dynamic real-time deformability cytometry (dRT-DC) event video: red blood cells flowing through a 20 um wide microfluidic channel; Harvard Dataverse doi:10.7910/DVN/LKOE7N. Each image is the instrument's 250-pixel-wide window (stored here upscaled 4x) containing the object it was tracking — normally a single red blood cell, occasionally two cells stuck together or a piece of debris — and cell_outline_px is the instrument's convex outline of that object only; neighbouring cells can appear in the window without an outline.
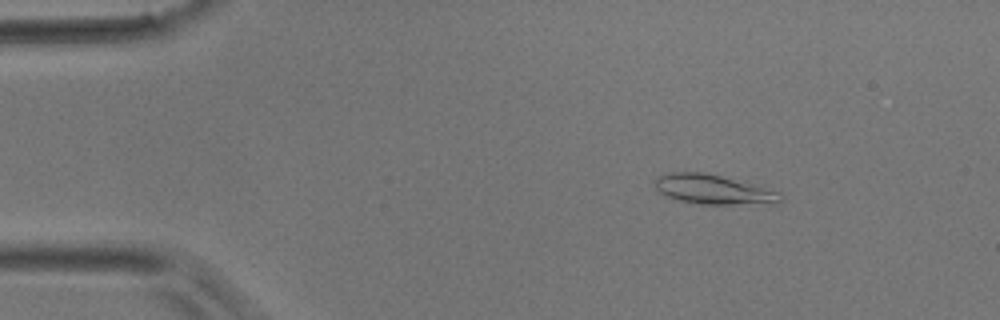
{"species": "common noctule bat (a hibernating species)", "species_latin": "Nyctalus noctula", "temperature_condition": "room temperature", "stored_images_in_passage": 5, "camera_frame_rate_fps": 3000, "um_per_image_px": 0.085, "animal": {"sex": "male", "body_mass_g": 17.9}, "frame": {"image": 1, "passage_image": 1, "time_ms": 0.0, "image_size_px": [1000, 320], "cell_outline_px": [[784, 200], [780, 204], [700, 204], [680, 200], [668, 196], [660, 192], [652, 184], [656, 176], [668, 172], [704, 172], [744, 180], [780, 192]], "centroid_in_image_um": [60.7, 16.09], "position_along_channel_um": 24.3, "area_um2": 22.25}}
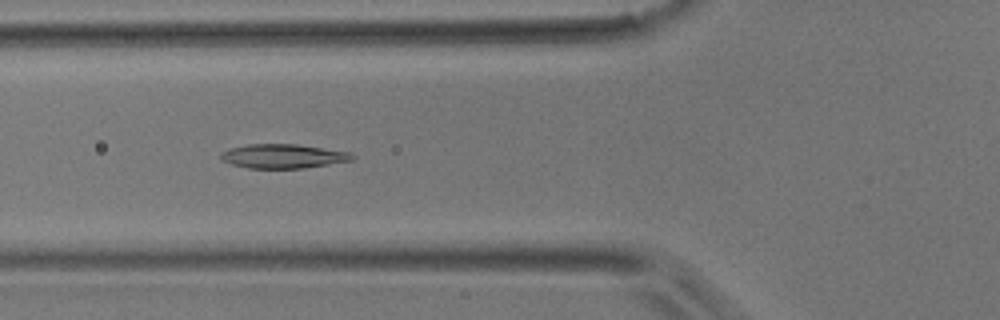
{"frame": {"image": 2, "passage_image": 4, "time_ms": 1.0, "image_size_px": [1000, 320], "cell_outline_px": [[356, 156], [352, 160], [304, 168], [248, 168], [232, 164], [220, 160], [220, 156], [228, 148], [248, 144], [296, 144], [352, 152]], "centroid_in_image_um": [24.07, 13.27], "position_along_channel_um": 101.7, "area_um2": 18.5}}
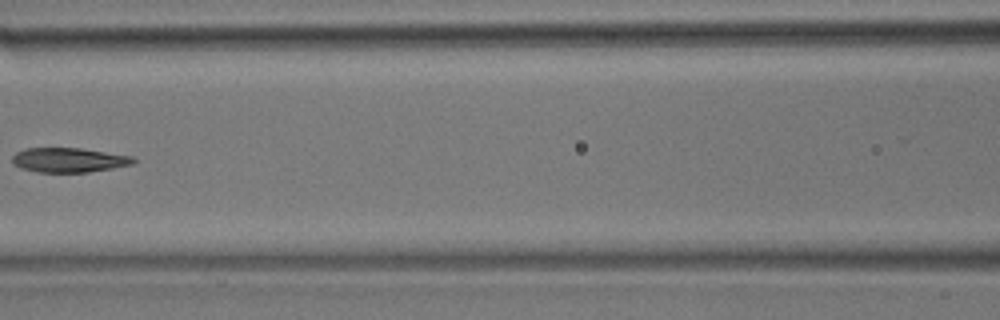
{"frame": {"image": 3, "passage_image": 5, "time_ms": 1.333, "image_size_px": [1000, 320], "cell_outline_px": [[136, 164], [88, 172], [36, 172], [20, 168], [12, 164], [12, 156], [16, 152], [24, 148], [80, 148], [132, 156], [136, 160]], "centroid_in_image_um": [5.83, 13.6], "position_along_channel_um": 160.8, "area_um2": 17.46}}